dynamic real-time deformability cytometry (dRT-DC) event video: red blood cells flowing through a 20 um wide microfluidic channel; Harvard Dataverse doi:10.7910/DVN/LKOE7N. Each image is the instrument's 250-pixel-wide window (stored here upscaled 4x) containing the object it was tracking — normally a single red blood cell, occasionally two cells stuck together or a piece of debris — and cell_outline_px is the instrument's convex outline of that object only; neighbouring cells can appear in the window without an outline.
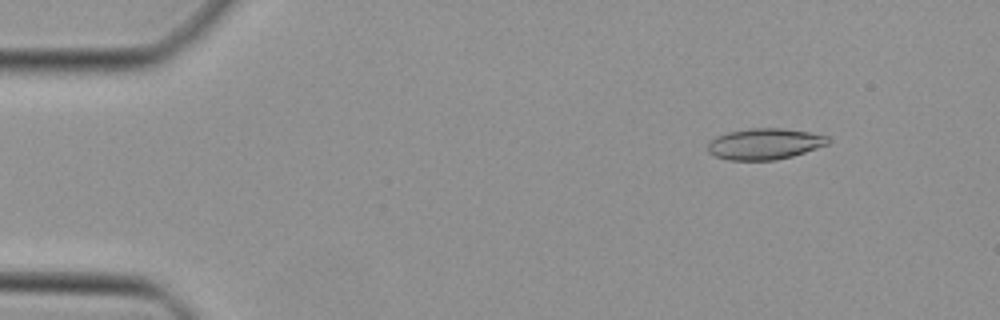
{"species": "Egyptian fruit bat (a non-hibernating species)", "species_latin": "Rousettus aegyptiacus", "temperature_condition": "cold", "stored_images_in_passage": 43, "camera_frame_rate_fps": 3000, "um_per_image_px": 0.085, "animal": {"sex": "female"}, "frame": {"image": 1, "passage_image": 2, "time_ms": 0.333, "image_size_px": [1000, 320], "cell_outline_px": [[828, 144], [792, 156], [776, 160], [728, 160], [716, 156], [708, 152], [708, 144], [716, 136], [728, 132], [748, 128], [784, 128], [808, 132], [828, 136]], "centroid_in_image_um": [64.98, 12.23], "position_along_channel_um": 20.0, "area_um2": 21.68}}
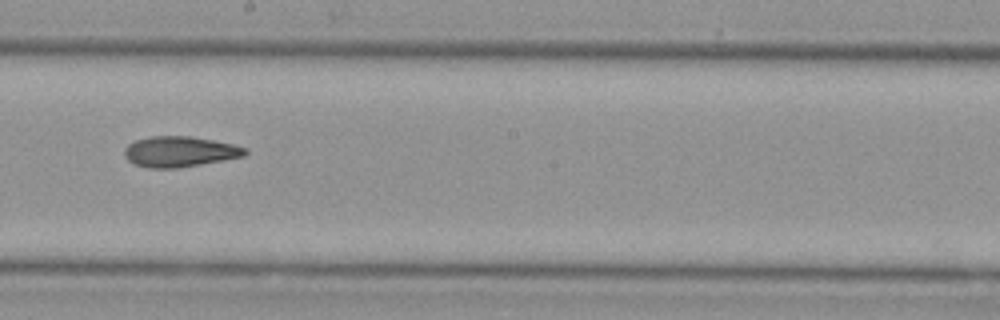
{"frame": {"image": 2, "passage_image": 23, "time_ms": 7.333, "image_size_px": [1000, 320], "cell_outline_px": [[248, 152], [244, 156], [224, 160], [176, 168], [148, 168], [136, 164], [128, 160], [124, 156], [124, 148], [128, 144], [136, 140], [152, 136], [192, 136], [232, 144], [248, 148]], "centroid_in_image_um": [15.27, 12.88], "position_along_channel_um": 232.9, "area_um2": 21.44}}
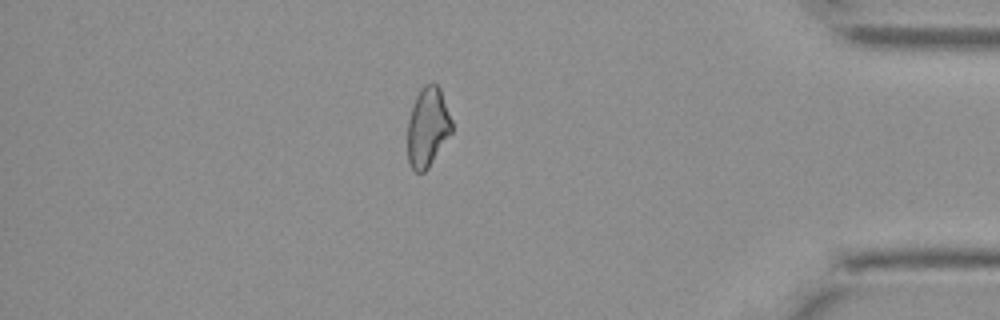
{"frame": {"image": 3, "passage_image": 37, "time_ms": 12.0, "image_size_px": [1000, 320], "cell_outline_px": [[452, 132], [428, 168], [424, 172], [416, 172], [412, 168], [408, 160], [408, 120], [416, 96], [420, 88], [424, 84], [436, 84], [440, 88], [452, 120]], "centroid_in_image_um": [36.36, 10.8], "position_along_channel_um": 398.8, "area_um2": 20.35}}